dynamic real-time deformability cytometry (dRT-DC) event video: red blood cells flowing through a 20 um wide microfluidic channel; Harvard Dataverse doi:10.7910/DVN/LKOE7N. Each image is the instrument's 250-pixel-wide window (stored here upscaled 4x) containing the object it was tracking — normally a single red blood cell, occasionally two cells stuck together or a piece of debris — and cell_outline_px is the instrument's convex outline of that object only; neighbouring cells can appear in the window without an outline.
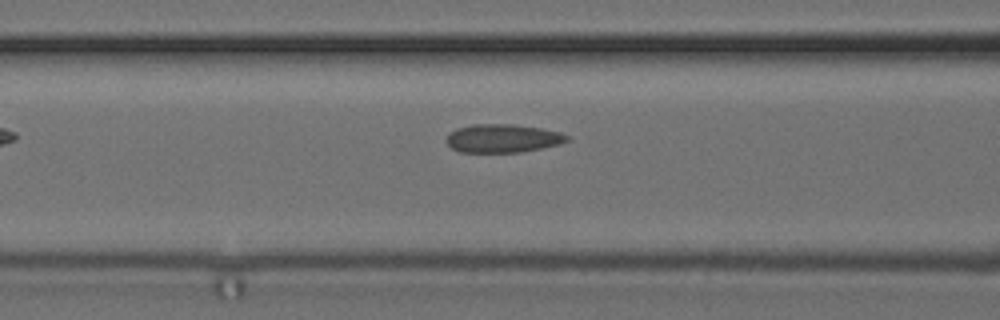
{"species": "common noctule bat (a hibernating species)", "species_latin": "Nyctalus noctula", "temperature_condition": "cold", "stored_images_in_passage": 6, "segment_of_instrument_passage": [2, 2], "camera_frame_rate_fps": 3000, "um_per_image_px": 0.085, "animal": {"sex": "female", "body_mass_g": 24.6, "forearm_length_mm": 56.2}, "frame": {"image": 1, "passage_image": 6, "time_ms": 5.667, "image_size_px": [1000, 320], "cell_outline_px": [[572, 140], [560, 144], [520, 152], [460, 152], [452, 148], [444, 140], [448, 132], [456, 128], [472, 124], [512, 124], [540, 128], [560, 132], [568, 136]], "centroid_in_image_um": [42.7, 11.75], "position_along_channel_um": 123.9, "area_um2": 20.11}}